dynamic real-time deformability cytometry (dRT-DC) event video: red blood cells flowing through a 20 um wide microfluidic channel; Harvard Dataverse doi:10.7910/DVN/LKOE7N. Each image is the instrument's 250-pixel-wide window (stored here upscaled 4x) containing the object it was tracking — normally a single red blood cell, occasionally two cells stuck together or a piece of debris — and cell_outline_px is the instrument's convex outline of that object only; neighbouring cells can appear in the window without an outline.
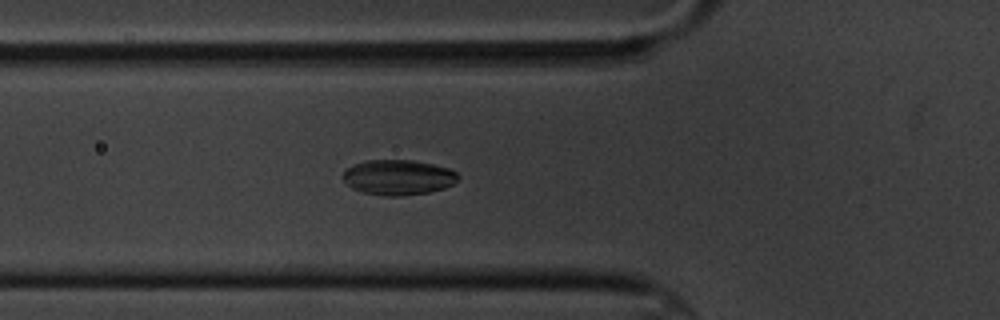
{"species": "common noctule bat (a hibernating species)", "species_latin": "Nyctalus noctula", "temperature_condition": "cold", "stored_images_in_passage": 5, "camera_frame_rate_fps": 3000, "um_per_image_px": 0.085, "animal": {"sex": "male", "body_mass_g": 20.1, "forearm_length_mm": 53.5}, "frame": {"image": 1, "passage_image": 5, "time_ms": 4.667, "image_size_px": [1000, 320], "cell_outline_px": [[460, 180], [444, 188], [428, 192], [404, 196], [384, 196], [364, 192], [352, 188], [344, 180], [344, 172], [348, 168], [364, 160], [412, 160], [432, 164], [448, 168], [456, 172], [460, 176]], "centroid_in_image_um": [33.89, 15.07], "position_along_channel_um": 91.9, "area_um2": 23.52}}